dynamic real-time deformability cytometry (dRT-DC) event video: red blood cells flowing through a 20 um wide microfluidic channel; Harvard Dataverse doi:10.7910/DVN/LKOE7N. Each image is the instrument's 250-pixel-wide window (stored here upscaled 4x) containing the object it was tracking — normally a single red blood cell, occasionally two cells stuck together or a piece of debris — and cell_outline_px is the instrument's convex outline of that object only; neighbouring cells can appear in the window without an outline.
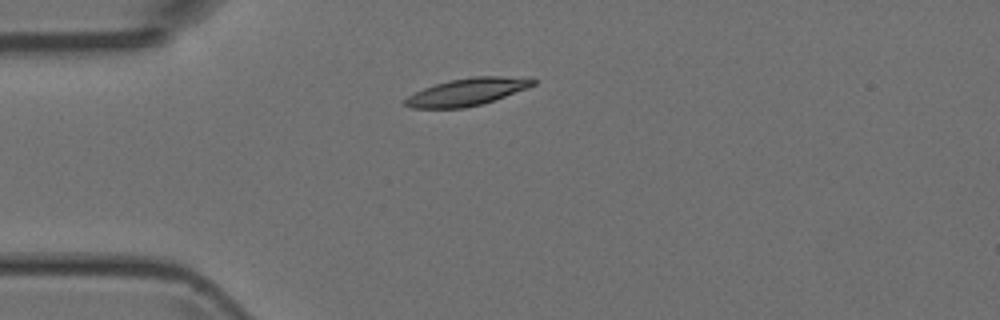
{"species": "Egyptian fruit bat (a non-hibernating species)", "species_latin": "Rousettus aegyptiacus", "temperature_condition": "room temperature", "stored_images_in_passage": 2, "camera_frame_rate_fps": 3000, "um_per_image_px": 0.085, "animal": {"sex": "female"}, "frame": {"image": 1, "passage_image": 1, "time_ms": 0.0, "image_size_px": [1000, 320], "cell_outline_px": [[536, 84], [528, 88], [484, 104], [464, 108], [412, 108], [404, 104], [404, 100], [408, 96], [424, 88], [436, 84], [452, 80], [472, 76], [532, 76], [536, 80]], "centroid_in_image_um": [39.81, 7.8], "position_along_channel_um": 45.2, "area_um2": 20.63}}